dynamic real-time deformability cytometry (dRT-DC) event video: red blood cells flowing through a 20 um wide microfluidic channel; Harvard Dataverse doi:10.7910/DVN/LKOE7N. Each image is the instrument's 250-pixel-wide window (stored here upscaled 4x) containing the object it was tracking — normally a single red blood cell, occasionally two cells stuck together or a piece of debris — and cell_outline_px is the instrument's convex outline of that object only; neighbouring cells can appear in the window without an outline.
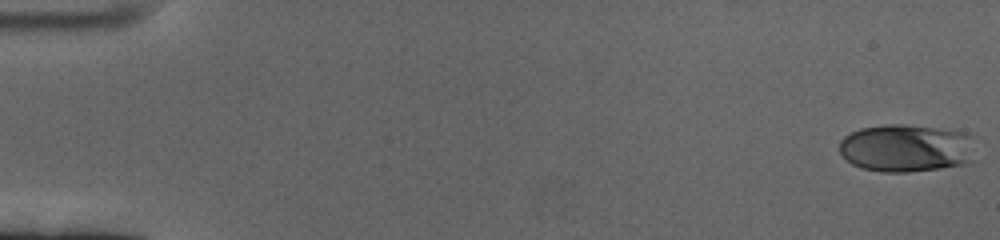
{"species": "human", "species_latin": "Homo sapiens", "temperature_condition": "cold", "stored_images_in_passage": 60, "camera_frame_rate_fps": 3000, "um_per_image_px": 0.085, "donor": {"sex": "female"}, "frame": {"image": 1, "passage_image": 1, "time_ms": 0.0, "image_size_px": [1000, 240], "cell_outline_px": [[972, 160], [968, 164], [940, 168], [908, 172], [880, 172], [864, 168], [852, 164], [840, 152], [840, 140], [844, 136], [860, 128], [888, 124], [904, 124], [936, 128], [964, 132], [968, 136]], "centroid_in_image_um": [76.97, 12.59], "position_along_channel_um": 8.0, "area_um2": 37.45}}
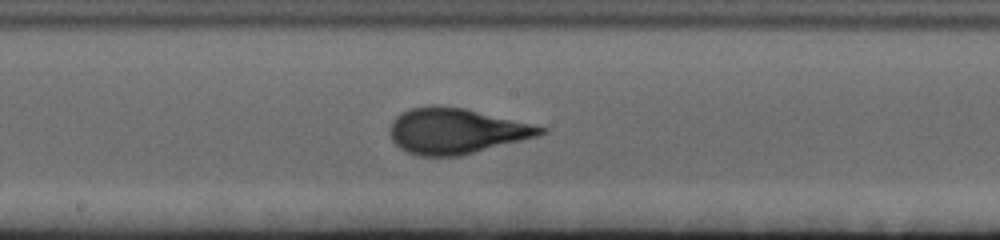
{"frame": {"image": 2, "passage_image": 33, "time_ms": 10.667, "image_size_px": [1000, 240], "cell_outline_px": [[548, 132], [536, 136], [460, 156], [420, 156], [408, 152], [400, 148], [392, 140], [388, 132], [388, 128], [392, 120], [396, 116], [408, 108], [432, 104], [436, 104], [464, 108], [532, 124], [548, 128]], "centroid_in_image_um": [38.7, 11.12], "position_along_channel_um": 209.5, "area_um2": 40.06}}
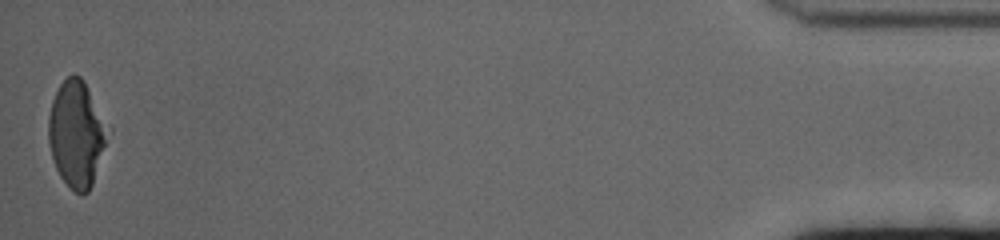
{"frame": {"image": 3, "passage_image": 60, "time_ms": 19.667, "image_size_px": [1000, 240], "cell_outline_px": [[112, 132], [92, 184], [88, 192], [80, 196], [60, 176], [56, 168], [52, 156], [48, 140], [48, 116], [52, 100], [60, 84], [72, 72], [80, 76], [84, 80], [112, 128]], "centroid_in_image_um": [6.56, 11.34], "position_along_channel_um": 428.6, "area_um2": 37.51}, "authors_computed_cell_mechanics": {"area_um2": 37.6278, "velocity_mm_per_s": 3.3786, "shape_relaxation_time_tau1_ms": 3.8244, "shape_relaxation_time_tau2_ms": null, "deformation_change_tau1": 0.1685, "deformation_change_tau2": null}}